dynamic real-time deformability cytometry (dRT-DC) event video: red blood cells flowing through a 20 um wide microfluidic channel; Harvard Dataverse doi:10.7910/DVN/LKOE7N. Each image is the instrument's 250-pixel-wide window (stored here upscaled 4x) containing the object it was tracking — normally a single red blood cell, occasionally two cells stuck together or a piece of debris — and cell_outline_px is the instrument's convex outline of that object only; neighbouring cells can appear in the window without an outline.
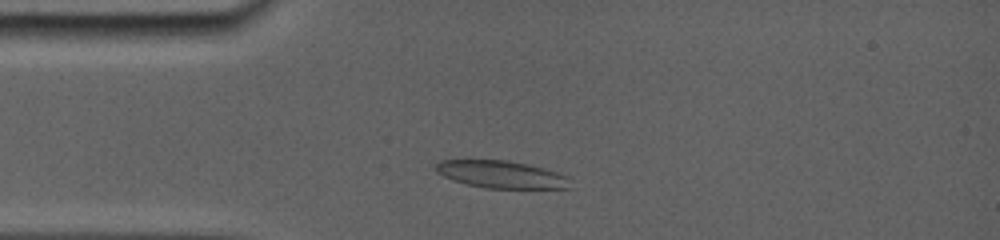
{"species": "common noctule bat (a hibernating species)", "species_latin": "Nyctalus noctula", "temperature_condition": "room temperature", "stored_images_in_passage": 29, "camera_frame_rate_fps": 5000, "um_per_image_px": 0.085, "animal": {"sex": "female", "body_mass_g": 19.0, "forearm_length_mm": 56.7}, "frame": {"image": 1, "passage_image": 4, "time_ms": 1.6, "image_size_px": [1000, 240], "cell_outline_px": [[576, 188], [484, 188], [452, 180], [436, 172], [436, 164], [440, 160], [504, 160], [544, 168], [568, 176]], "centroid_in_image_um": [42.66, 14.84], "position_along_channel_um": 42.3, "area_um2": 21.44}}
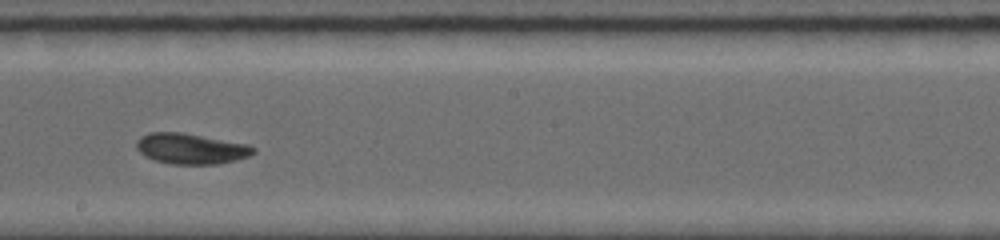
{"frame": {"image": 2, "passage_image": 16, "time_ms": 7.0, "image_size_px": [1000, 240], "cell_outline_px": [[256, 152], [248, 156], [236, 160], [220, 164], [172, 164], [156, 160], [144, 156], [136, 148], [136, 140], [140, 136], [148, 132], [180, 132], [248, 144], [256, 148]], "centroid_in_image_um": [16.22, 12.63], "position_along_channel_um": 232.0, "area_um2": 20.92}}
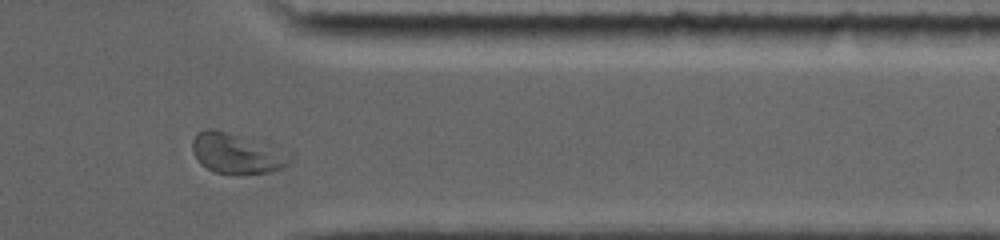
{"frame": {"image": 3, "passage_image": 26, "time_ms": 11.2, "image_size_px": [1000, 240], "cell_outline_px": [[292, 160], [284, 168], [272, 172], [244, 176], [232, 176], [216, 172], [200, 164], [192, 148], [192, 140], [196, 132], [204, 128], [212, 128], [260, 140], [292, 156]], "centroid_in_image_um": [20.13, 13.06], "position_along_channel_um": 391.3, "area_um2": 23.7}, "authors_computed_cell_mechanics": {"area_um2": 20.9236, "velocity_mm_per_s": 3.7956, "shape_relaxation_time_tau1_ms": 4.8467, "shape_relaxation_time_tau2_ms": 4.2695, "deformation_change_tau1": 0.1159, "deformation_change_tau2": 0.0675}}